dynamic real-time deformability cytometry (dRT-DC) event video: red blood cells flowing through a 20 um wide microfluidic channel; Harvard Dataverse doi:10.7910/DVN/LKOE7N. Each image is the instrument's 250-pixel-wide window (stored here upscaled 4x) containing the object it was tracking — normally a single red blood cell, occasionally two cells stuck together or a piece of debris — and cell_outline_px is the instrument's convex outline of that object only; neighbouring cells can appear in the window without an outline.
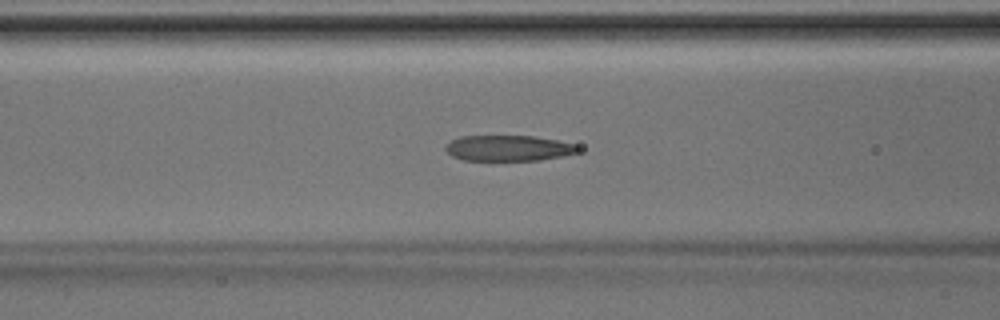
{"species": "Egyptian fruit bat (a non-hibernating species)", "species_latin": "Rousettus aegyptiacus", "temperature_condition": "room temperature", "stored_images_in_passage": 33, "camera_frame_rate_fps": 3000, "um_per_image_px": 0.085, "animal": {"sex": "male"}, "frame": {"image": 1, "passage_image": 6, "time_ms": 1.667, "image_size_px": [1000, 320], "cell_outline_px": [[584, 148], [580, 152], [540, 160], [464, 160], [452, 156], [444, 148], [452, 140], [460, 136], [532, 136], [556, 140], [576, 144]], "centroid_in_image_um": [43.27, 12.59], "position_along_channel_um": 123.3, "area_um2": 19.83}}
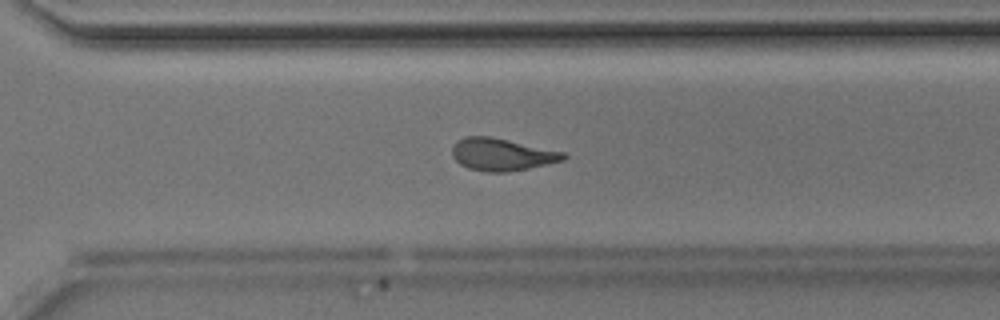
{"frame": {"image": 2, "passage_image": 20, "time_ms": 6.333, "image_size_px": [1000, 320], "cell_outline_px": [[568, 156], [564, 160], [528, 168], [508, 172], [488, 172], [468, 168], [460, 164], [452, 156], [452, 148], [456, 140], [468, 136], [492, 136], [564, 152]], "centroid_in_image_um": [42.64, 13.12], "position_along_channel_um": 328.0, "area_um2": 20.98}}
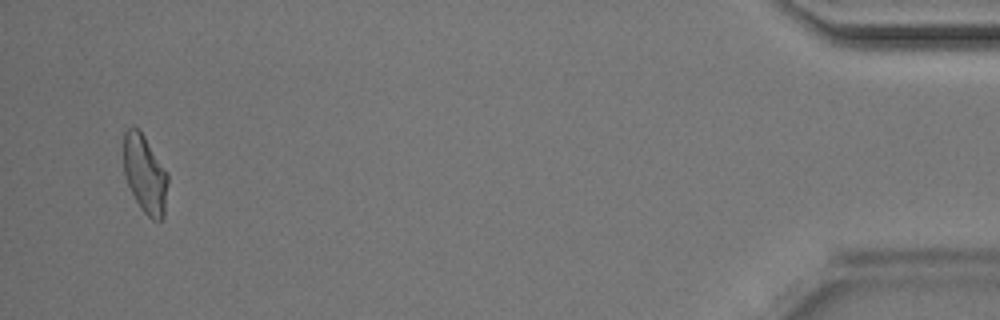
{"frame": {"image": 3, "passage_image": 32, "time_ms": 10.333, "image_size_px": [1000, 320], "cell_outline_px": [[168, 184], [164, 216], [160, 220], [152, 220], [140, 208], [128, 184], [124, 172], [124, 132], [132, 124], [140, 128], [168, 172]], "centroid_in_image_um": [12.34, 14.75], "position_along_channel_um": 422.9, "area_um2": 20.46}}